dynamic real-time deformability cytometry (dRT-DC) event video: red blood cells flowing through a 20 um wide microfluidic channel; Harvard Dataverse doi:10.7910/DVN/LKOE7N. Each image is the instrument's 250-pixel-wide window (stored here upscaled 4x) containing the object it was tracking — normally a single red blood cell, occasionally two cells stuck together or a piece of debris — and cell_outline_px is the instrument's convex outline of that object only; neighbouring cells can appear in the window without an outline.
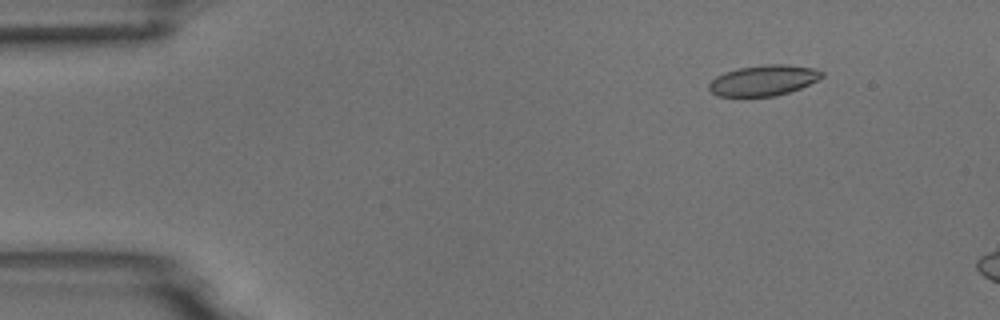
{"species": "common noctule bat (a hibernating species)", "species_latin": "Nyctalus noctula", "temperature_condition": "room temperature", "stored_images_in_passage": 4, "camera_frame_rate_fps": 3000, "um_per_image_px": 0.085, "animal": {"sex": "male", "body_mass_g": 18.8}, "frame": {"image": 1, "passage_image": 2, "time_ms": 1.0, "image_size_px": [1000, 320], "cell_outline_px": [[824, 76], [800, 88], [776, 96], [720, 96], [712, 92], [708, 88], [708, 84], [716, 76], [724, 72], [740, 68], [764, 64], [788, 64], [816, 68], [824, 72]], "centroid_in_image_um": [64.92, 6.82], "position_along_channel_um": 20.1, "area_um2": 20.11}}